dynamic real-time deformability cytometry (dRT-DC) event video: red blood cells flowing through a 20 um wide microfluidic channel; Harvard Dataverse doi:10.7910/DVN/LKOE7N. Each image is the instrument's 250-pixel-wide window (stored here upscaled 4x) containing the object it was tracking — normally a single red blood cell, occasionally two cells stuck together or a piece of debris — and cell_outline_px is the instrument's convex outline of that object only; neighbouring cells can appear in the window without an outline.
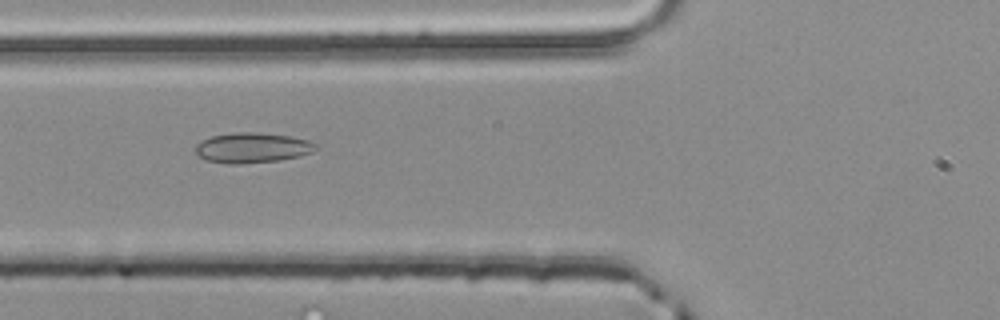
{"species": "common noctule bat (a hibernating species)", "species_latin": "Nyctalus noctula", "temperature_condition": "room temperature", "stored_images_in_passage": 4, "camera_frame_rate_fps": 3000, "um_per_image_px": 0.085, "animal": {"sex": "male", "body_mass_g": 20.4}, "frame": {"image": 1, "passage_image": 4, "time_ms": 1.0, "image_size_px": [1000, 320], "cell_outline_px": [[316, 148], [300, 156], [280, 160], [240, 164], [232, 164], [208, 160], [200, 156], [196, 152], [196, 144], [212, 136], [236, 132], [252, 132], [292, 136], [308, 140], [316, 144]], "centroid_in_image_um": [21.45, 12.55], "position_along_channel_um": 104.4, "area_um2": 20.81}}